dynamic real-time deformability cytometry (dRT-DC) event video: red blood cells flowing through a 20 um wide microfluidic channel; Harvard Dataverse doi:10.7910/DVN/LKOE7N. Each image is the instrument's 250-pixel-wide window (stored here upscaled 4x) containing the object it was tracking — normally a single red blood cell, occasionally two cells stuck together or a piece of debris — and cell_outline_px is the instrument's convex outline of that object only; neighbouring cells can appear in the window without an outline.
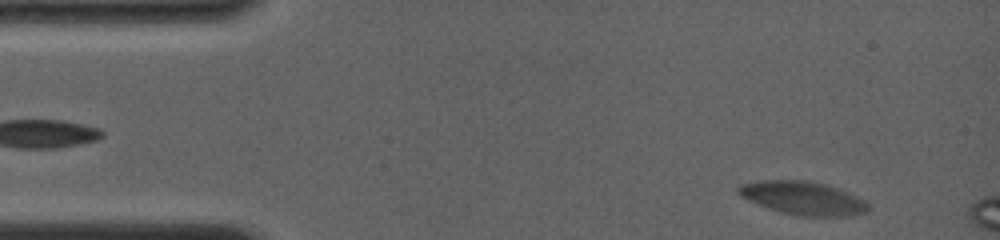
{"species": "common noctule bat (a hibernating species)", "species_latin": "Nyctalus noctula", "temperature_condition": "room temperature", "stored_images_in_passage": 13, "camera_frame_rate_fps": 4000, "um_per_image_px": 0.085, "animal": {"sex": "female", "body_mass_g": 19.0, "forearm_length_mm": 56.7}, "frame": {"image": 1, "passage_image": 1, "time_ms": 0.0, "image_size_px": [1000, 240], "cell_outline_px": [[868, 212], [852, 216], [800, 216], [768, 208], [748, 200], [740, 196], [736, 192], [736, 188], [740, 184], [760, 180], [808, 180], [824, 184], [848, 192], [864, 200], [868, 204]], "centroid_in_image_um": [68.23, 16.83], "position_along_channel_um": 16.8, "area_um2": 25.2}}
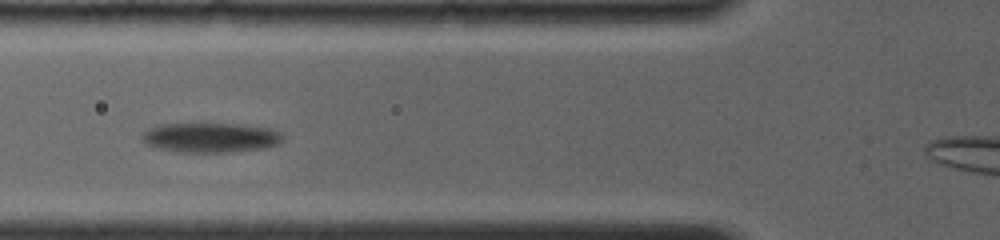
{"frame": {"image": 2, "passage_image": 9, "time_ms": 5.5, "image_size_px": [1000, 240], "cell_outline_px": [[284, 140], [280, 144], [264, 148], [232, 152], [184, 152], [152, 148], [144, 140], [144, 132], [148, 128], [156, 124], [204, 120], [212, 120], [244, 124], [272, 128], [280, 132], [284, 136]], "centroid_in_image_um": [17.92, 11.62], "position_along_channel_um": 107.9, "area_um2": 26.01}}
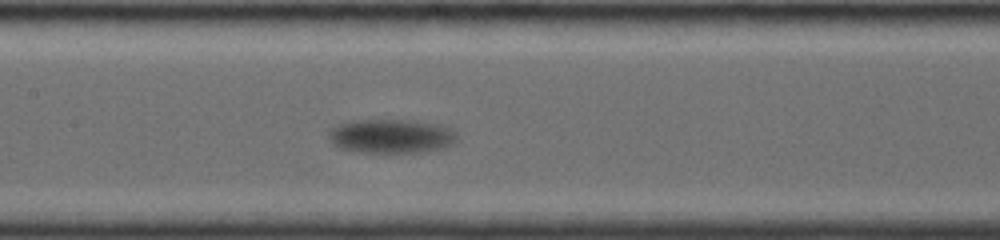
{"frame": {"image": 3, "passage_image": 12, "time_ms": 7.5, "image_size_px": [1000, 240], "cell_outline_px": [[456, 140], [452, 144], [440, 148], [420, 152], [360, 152], [344, 148], [332, 144], [328, 140], [328, 132], [336, 124], [356, 120], [416, 120], [436, 124], [448, 128], [456, 132]], "centroid_in_image_um": [33.21, 11.56], "position_along_channel_um": 174.2, "area_um2": 25.32}}